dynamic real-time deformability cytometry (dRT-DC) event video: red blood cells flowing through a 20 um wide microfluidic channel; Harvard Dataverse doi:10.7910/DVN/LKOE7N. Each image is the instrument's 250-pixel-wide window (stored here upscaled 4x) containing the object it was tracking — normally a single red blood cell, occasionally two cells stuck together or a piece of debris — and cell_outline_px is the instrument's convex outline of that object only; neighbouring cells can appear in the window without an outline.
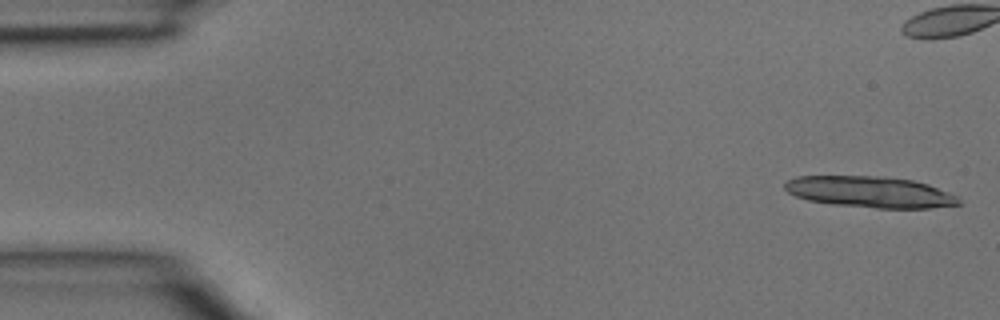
{"species": "common noctule bat (a hibernating species)", "species_latin": "Nyctalus noctula", "temperature_condition": "room temperature", "stored_images_in_passage": 6, "camera_frame_rate_fps": 3000, "um_per_image_px": 0.085, "animal": {"sex": "male", "body_mass_g": 15.6}, "frame": {"image": 1, "passage_image": 1, "time_ms": 0.0, "image_size_px": [1000, 320], "cell_outline_px": [[960, 204], [932, 208], [876, 208], [832, 204], [808, 200], [796, 196], [788, 192], [784, 188], [784, 184], [788, 180], [796, 176], [884, 176], [912, 180], [928, 184], [960, 196]], "centroid_in_image_um": [73.98, 16.31], "position_along_channel_um": 11.0, "area_um2": 31.79}}
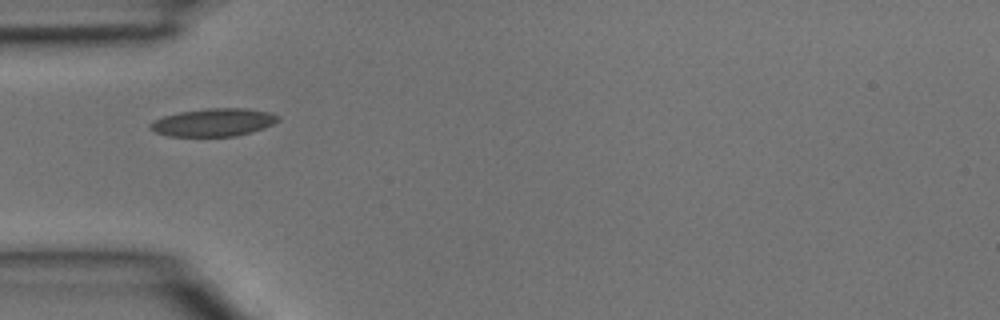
{"frame": {"image": 2, "passage_image": 5, "time_ms": 1.333, "image_size_px": [1000, 320], "cell_outline_px": [[280, 120], [264, 128], [252, 132], [236, 136], [168, 136], [156, 132], [148, 128], [148, 124], [164, 116], [180, 112], [208, 108], [244, 108], [268, 112], [280, 116]], "centroid_in_image_um": [18.16, 10.4], "position_along_channel_um": 66.8, "area_um2": 20.69}}